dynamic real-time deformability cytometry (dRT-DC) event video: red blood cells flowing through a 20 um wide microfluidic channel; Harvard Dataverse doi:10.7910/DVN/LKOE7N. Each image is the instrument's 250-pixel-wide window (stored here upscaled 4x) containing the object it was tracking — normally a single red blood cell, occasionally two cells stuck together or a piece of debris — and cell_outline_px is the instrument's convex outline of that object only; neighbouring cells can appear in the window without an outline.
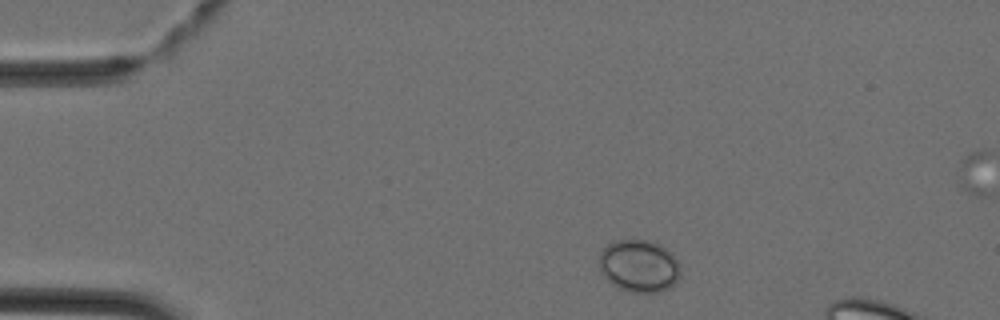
{"species": "Egyptian fruit bat (a non-hibernating species)", "species_latin": "Rousettus aegyptiacus", "temperature_condition": "cold", "stored_images_in_passage": 3, "camera_frame_rate_fps": 3000, "um_per_image_px": 0.085, "animal": {"sex": "female"}, "frame": {"image": 1, "passage_image": 1, "time_ms": 0.0, "image_size_px": [1000, 320], "cell_outline_px": [[680, 276], [668, 288], [660, 292], [632, 292], [620, 288], [612, 284], [600, 272], [600, 252], [608, 244], [616, 240], [648, 240], [664, 248], [680, 264]], "centroid_in_image_um": [54.3, 22.61], "position_along_channel_um": 30.7, "area_um2": 24.45}}